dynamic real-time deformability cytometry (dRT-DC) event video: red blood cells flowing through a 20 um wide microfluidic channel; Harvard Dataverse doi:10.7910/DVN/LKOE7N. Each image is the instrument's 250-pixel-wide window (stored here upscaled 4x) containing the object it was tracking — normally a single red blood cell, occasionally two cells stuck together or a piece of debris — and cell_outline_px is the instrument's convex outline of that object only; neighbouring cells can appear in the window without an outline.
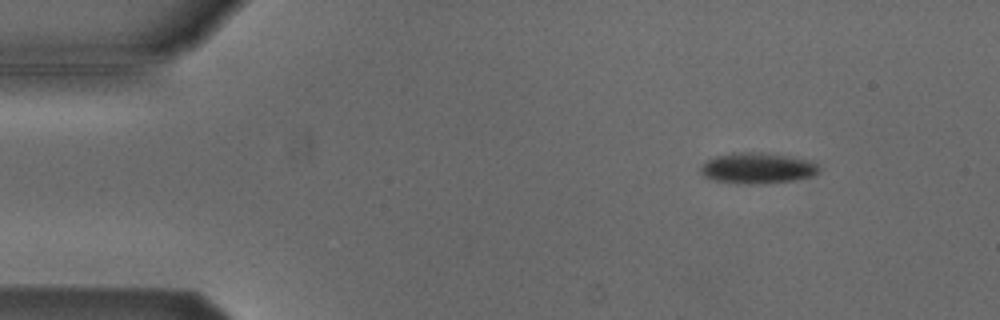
{"species": "Egyptian fruit bat (a non-hibernating species)", "species_latin": "Rousettus aegyptiacus", "temperature_condition": "cold", "stored_images_in_passage": 48, "camera_frame_rate_fps": 3000, "um_per_image_px": 0.085, "animal": {"sex": "male"}, "frame": {"image": 1, "passage_image": 2, "time_ms": 0.333, "image_size_px": [1000, 320], "cell_outline_px": [[820, 168], [812, 176], [792, 180], [764, 184], [736, 184], [712, 180], [704, 176], [700, 172], [700, 168], [708, 160], [716, 156], [744, 152], [748, 152], [784, 156], [812, 160]], "centroid_in_image_um": [64.36, 14.32], "position_along_channel_um": 20.6, "area_um2": 20.92}}
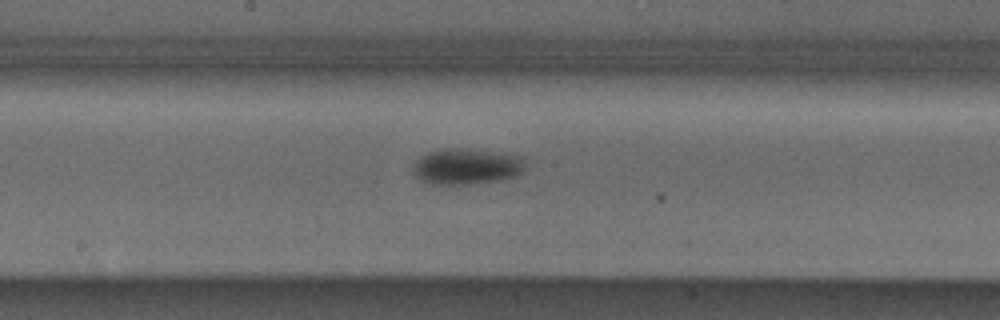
{"frame": {"image": 2, "passage_image": 23, "time_ms": 7.333, "image_size_px": [1000, 320], "cell_outline_px": [[524, 168], [516, 176], [500, 180], [476, 184], [448, 188], [428, 184], [420, 180], [412, 172], [412, 164], [416, 160], [428, 152], [440, 148], [460, 148], [524, 156]], "centroid_in_image_um": [39.57, 14.2], "position_along_channel_um": 208.6, "area_um2": 24.39}}
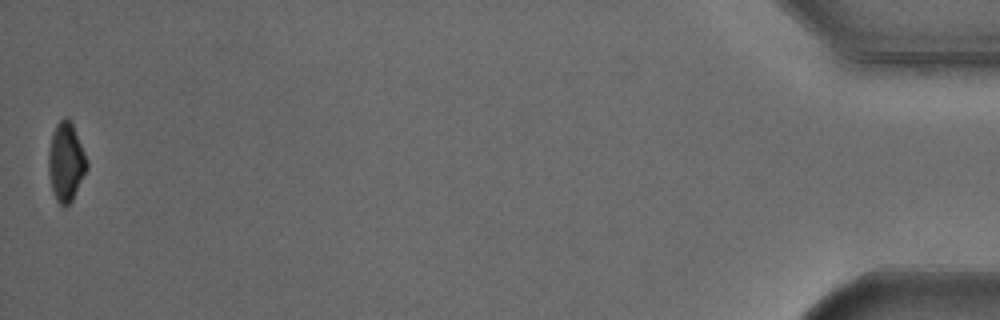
{"frame": {"image": 3, "passage_image": 48, "time_ms": 15.667, "image_size_px": [1000, 320], "cell_outline_px": [[88, 168], [72, 200], [64, 208], [56, 200], [52, 188], [48, 172], [48, 152], [52, 132], [56, 124], [64, 116], [68, 116], [72, 120], [88, 160]], "centroid_in_image_um": [5.62, 13.71], "position_along_channel_um": 429.6, "area_um2": 17.98}, "authors_computed_cell_mechanics": {"area_um2": 21.4438, "velocity_mm_per_s": 3.8593, "shape_relaxation_time_tau1_ms": 3.5361, "shape_relaxation_time_tau2_ms": null, "deformation_change_tau1": 0.0827, "deformation_change_tau2": null}}